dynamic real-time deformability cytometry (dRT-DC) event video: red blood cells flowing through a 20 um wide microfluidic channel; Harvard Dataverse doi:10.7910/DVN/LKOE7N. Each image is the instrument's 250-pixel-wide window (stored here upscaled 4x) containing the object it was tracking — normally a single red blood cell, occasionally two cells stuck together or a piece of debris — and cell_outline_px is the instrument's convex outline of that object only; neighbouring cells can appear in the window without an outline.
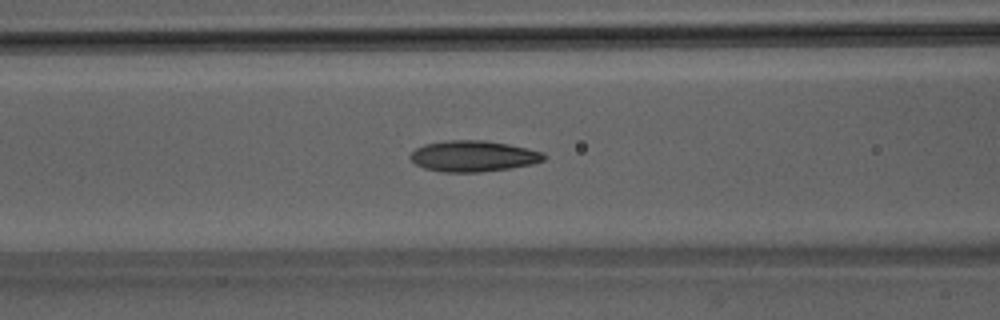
{"species": "Egyptian fruit bat (a non-hibernating species)", "species_latin": "Rousettus aegyptiacus", "temperature_condition": "room temperature", "stored_images_in_passage": 42, "camera_frame_rate_fps": 3000, "um_per_image_px": 0.085, "animal": {"sex": "male"}, "frame": {"image": 1, "passage_image": 12, "time_ms": 3.667, "image_size_px": [1000, 320], "cell_outline_px": [[548, 156], [544, 160], [532, 164], [512, 168], [480, 172], [444, 172], [424, 168], [416, 164], [408, 156], [416, 148], [424, 144], [444, 140], [484, 140], [508, 144], [528, 148], [544, 152]], "centroid_in_image_um": [40.25, 13.27], "position_along_channel_um": 126.3, "area_um2": 24.33}}
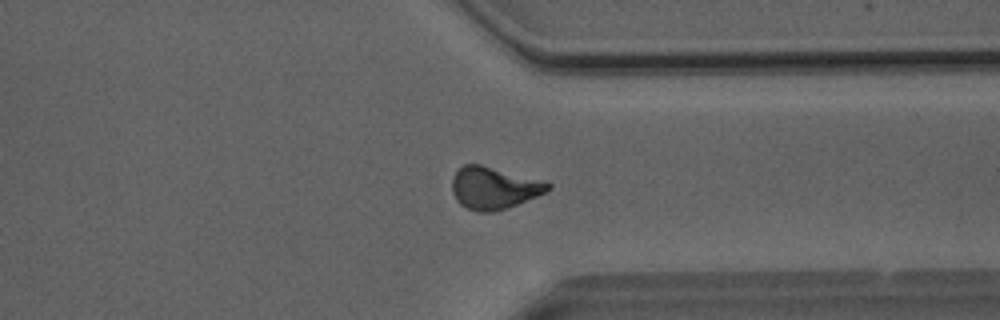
{"frame": {"image": 2, "passage_image": 30, "time_ms": 9.667, "image_size_px": [1000, 320], "cell_outline_px": [[552, 188], [536, 196], [516, 204], [492, 212], [480, 212], [468, 208], [460, 204], [456, 200], [452, 192], [452, 176], [464, 164], [480, 164], [548, 180], [552, 184]], "centroid_in_image_um": [42.01, 15.94], "position_along_channel_um": 369.4, "area_um2": 23.7}}
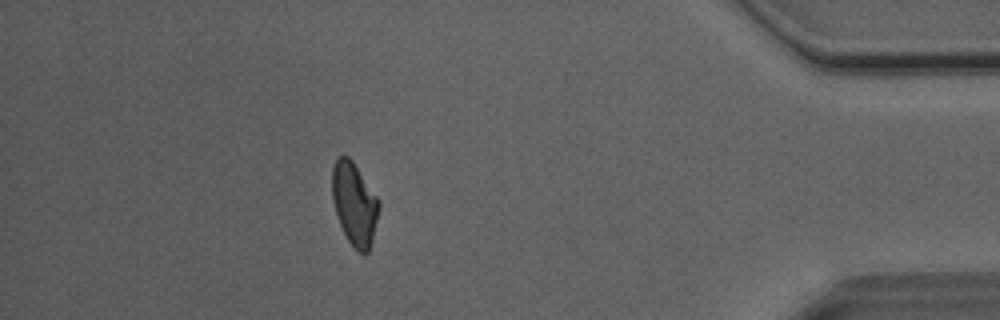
{"frame": {"image": 3, "passage_image": 36, "time_ms": 11.667, "image_size_px": [1000, 320], "cell_outline_px": [[380, 208], [372, 240], [368, 252], [364, 256], [356, 252], [348, 240], [340, 224], [332, 200], [332, 168], [336, 156], [348, 156], [352, 160], [380, 200]], "centroid_in_image_um": [30.13, 17.33], "position_along_channel_um": 405.1, "area_um2": 22.77}, "authors_computed_cell_mechanics": {"area_um2": 22.8021, "velocity_mm_per_s": 4.0629, "shape_relaxation_time_tau1_ms": 6.2646, "shape_relaxation_time_tau2_ms": 2.3796, "deformation_change_tau1": 0.1775, "deformation_change_tau2": 0.0887}}